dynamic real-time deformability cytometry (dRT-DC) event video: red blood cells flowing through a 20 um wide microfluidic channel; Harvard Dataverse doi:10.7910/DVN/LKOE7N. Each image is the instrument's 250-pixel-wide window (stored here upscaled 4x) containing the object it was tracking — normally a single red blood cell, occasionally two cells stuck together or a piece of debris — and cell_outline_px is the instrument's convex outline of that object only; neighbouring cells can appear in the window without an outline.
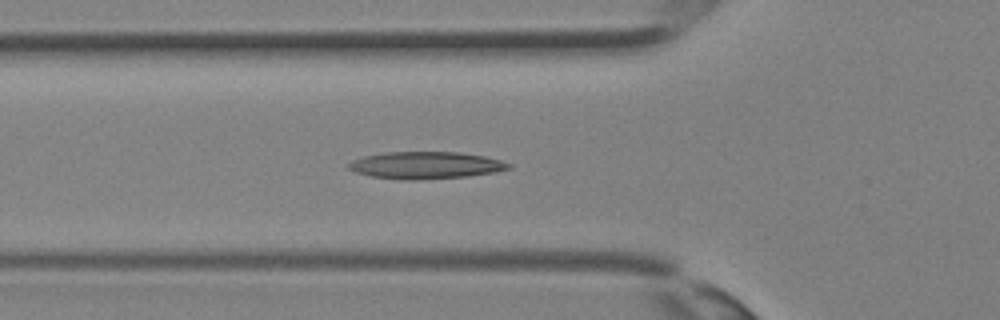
{"species": "Egyptian fruit bat (a non-hibernating species)", "species_latin": "Rousettus aegyptiacus", "temperature_condition": "room temperature", "stored_images_in_passage": 18, "camera_frame_rate_fps": 3000, "um_per_image_px": 0.085, "animal": {"sex": "female"}, "frame": {"image": 1, "passage_image": 8, "time_ms": 2.333, "image_size_px": [1000, 320], "cell_outline_px": [[512, 168], [496, 172], [468, 176], [420, 180], [400, 180], [372, 176], [356, 172], [348, 168], [348, 164], [352, 160], [364, 156], [388, 152], [460, 152], [484, 156], [500, 160], [512, 164]], "centroid_in_image_um": [36.22, 14.05], "position_along_channel_um": 89.6, "area_um2": 25.37}}
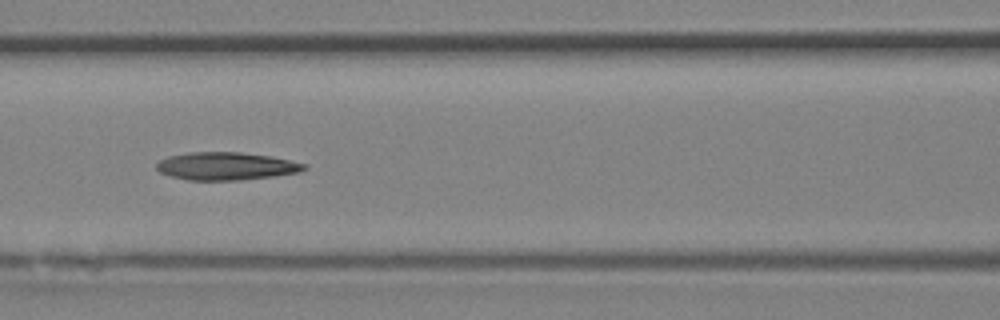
{"frame": {"image": 2, "passage_image": 11, "time_ms": 3.333, "image_size_px": [1000, 320], "cell_outline_px": [[308, 168], [300, 172], [272, 176], [240, 180], [188, 180], [172, 176], [160, 172], [156, 168], [156, 164], [160, 160], [168, 156], [192, 152], [240, 152], [272, 156], [308, 164]], "centroid_in_image_um": [19.26, 14.11], "position_along_channel_um": 147.3, "area_um2": 23.93}}
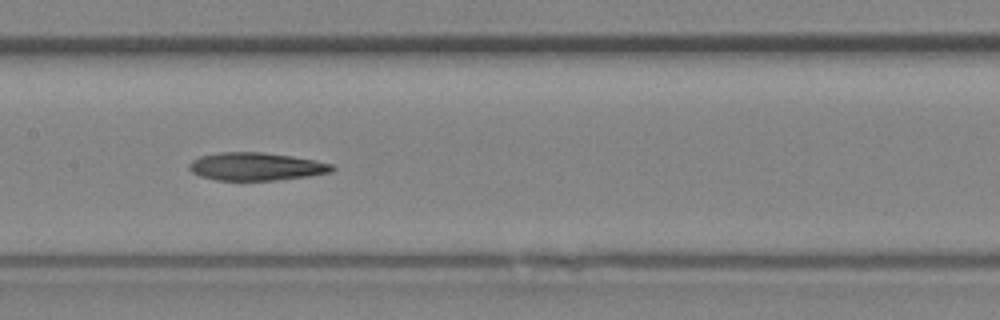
{"frame": {"image": 3, "passage_image": 13, "time_ms": 4.0, "image_size_px": [1000, 320], "cell_outline_px": [[336, 168], [332, 172], [308, 176], [276, 180], [216, 180], [200, 176], [192, 172], [188, 168], [188, 164], [192, 160], [200, 156], [220, 152], [264, 152], [292, 156], [316, 160], [332, 164]], "centroid_in_image_um": [21.77, 14.15], "position_along_channel_um": 185.6, "area_um2": 23.35}}